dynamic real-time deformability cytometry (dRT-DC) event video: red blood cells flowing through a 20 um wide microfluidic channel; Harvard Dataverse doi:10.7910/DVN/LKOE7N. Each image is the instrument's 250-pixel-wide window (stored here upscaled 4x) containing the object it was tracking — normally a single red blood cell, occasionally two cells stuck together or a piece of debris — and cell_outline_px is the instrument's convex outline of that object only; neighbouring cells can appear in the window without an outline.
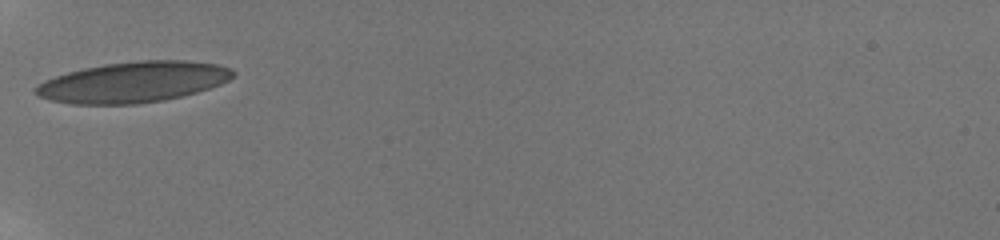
{"species": "human", "species_latin": "Homo sapiens", "temperature_condition": "room temperature", "stored_images_in_passage": 9, "camera_frame_rate_fps": 3000, "um_per_image_px": 0.085, "donor": {"sex": "male"}, "frame": {"image": 1, "passage_image": 1, "time_ms": 0.0, "image_size_px": [1000, 240], "cell_outline_px": [[236, 76], [220, 84], [196, 92], [164, 100], [136, 104], [72, 104], [52, 100], [40, 96], [32, 92], [32, 88], [36, 84], [44, 80], [68, 72], [84, 68], [104, 64], [136, 60], [184, 60], [216, 64], [232, 68], [236, 72]], "centroid_in_image_um": [11.31, 6.97], "position_along_channel_um": 73.7, "area_um2": 46.93}}
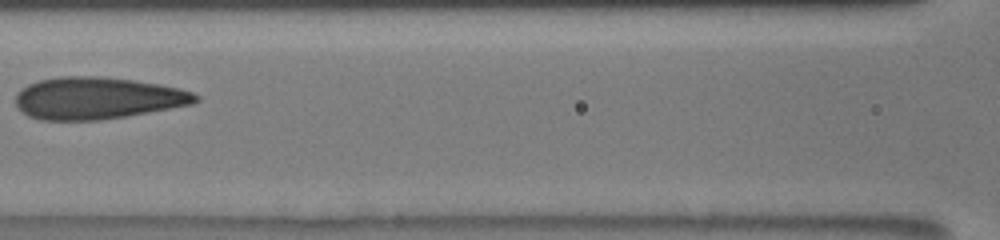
{"frame": {"image": 2, "passage_image": 4, "time_ms": 2.333, "image_size_px": [1000, 240], "cell_outline_px": [[200, 100], [192, 104], [128, 116], [100, 120], [40, 120], [28, 116], [16, 108], [16, 92], [20, 88], [28, 84], [40, 80], [60, 76], [96, 76], [132, 80], [160, 84], [192, 92], [200, 96]], "centroid_in_image_um": [8.24, 8.35], "position_along_channel_um": 158.4, "area_um2": 44.22}}
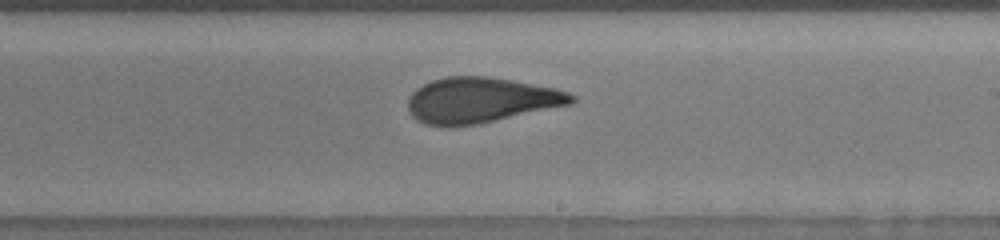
{"frame": {"image": 3, "passage_image": 8, "time_ms": 4.667, "image_size_px": [1000, 240], "cell_outline_px": [[576, 100], [572, 104], [476, 124], [424, 124], [416, 120], [412, 116], [408, 108], [408, 96], [416, 88], [432, 80], [448, 76], [488, 76], [512, 80], [556, 88], [568, 92], [576, 96]], "centroid_in_image_um": [40.88, 8.48], "position_along_channel_um": 248.1, "area_um2": 42.83}}